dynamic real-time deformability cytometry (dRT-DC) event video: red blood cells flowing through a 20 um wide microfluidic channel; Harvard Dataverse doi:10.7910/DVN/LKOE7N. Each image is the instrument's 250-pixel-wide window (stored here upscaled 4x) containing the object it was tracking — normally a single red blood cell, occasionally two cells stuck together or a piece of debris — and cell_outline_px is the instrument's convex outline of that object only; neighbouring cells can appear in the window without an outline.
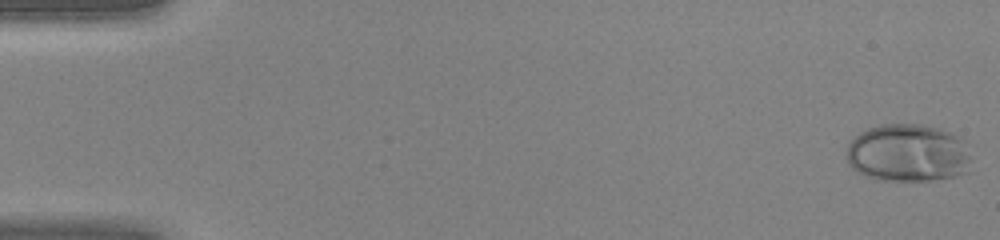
{"species": "human", "species_latin": "Homo sapiens", "temperature_condition": "warm", "stored_images_in_passage": 45, "camera_frame_rate_fps": 3000, "um_per_image_px": 0.085, "donor": {"sex": "female"}, "frame": {"image": 1, "passage_image": 1, "time_ms": 0.0, "image_size_px": [1000, 240], "cell_outline_px": [[968, 172], [956, 176], [928, 180], [876, 180], [856, 172], [848, 164], [848, 144], [860, 132], [868, 128], [880, 124], [920, 124], [940, 128], [960, 136], [964, 140], [968, 156]], "centroid_in_image_um": [77.16, 13.0], "position_along_channel_um": 7.8, "area_um2": 42.08}}
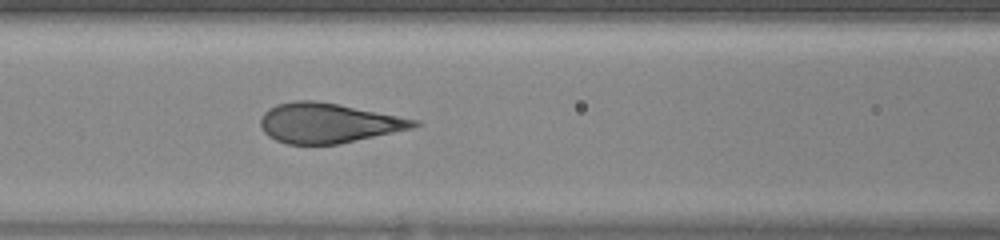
{"frame": {"image": 2, "passage_image": 20, "time_ms": 6.333, "image_size_px": [1000, 240], "cell_outline_px": [[424, 124], [412, 128], [340, 144], [288, 144], [276, 140], [268, 136], [260, 128], [260, 116], [268, 108], [276, 104], [296, 100], [312, 100], [336, 104], [420, 120]], "centroid_in_image_um": [27.87, 10.46], "position_along_channel_um": 138.7, "area_um2": 35.6}}
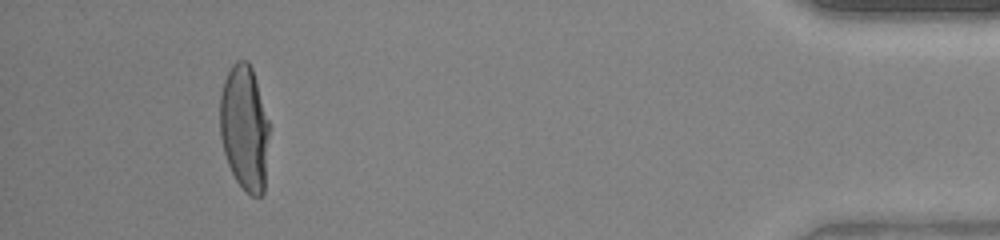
{"frame": {"image": 3, "passage_image": 42, "time_ms": 13.667, "image_size_px": [1000, 240], "cell_outline_px": [[268, 136], [264, 192], [260, 196], [252, 196], [236, 180], [228, 164], [224, 152], [220, 136], [220, 96], [224, 80], [232, 64], [236, 60], [248, 60], [252, 68], [268, 120]], "centroid_in_image_um": [20.76, 10.84], "position_along_channel_um": 414.4, "area_um2": 35.66}}